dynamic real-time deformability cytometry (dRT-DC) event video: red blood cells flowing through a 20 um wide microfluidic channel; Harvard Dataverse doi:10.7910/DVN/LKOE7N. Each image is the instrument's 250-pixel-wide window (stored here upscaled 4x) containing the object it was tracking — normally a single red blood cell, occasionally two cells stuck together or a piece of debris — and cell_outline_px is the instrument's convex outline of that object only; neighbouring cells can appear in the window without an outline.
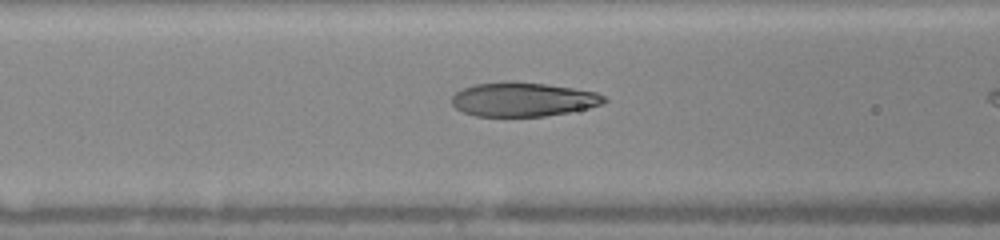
{"species": "human", "species_latin": "Homo sapiens", "temperature_condition": "warm", "stored_images_in_passage": 38, "camera_frame_rate_fps": 3000, "um_per_image_px": 0.085, "donor": {"sex": "female"}, "frame": {"image": 1, "passage_image": 17, "time_ms": 5.0, "image_size_px": [1000, 240], "cell_outline_px": [[608, 100], [604, 104], [588, 108], [568, 112], [544, 116], [476, 116], [464, 112], [456, 108], [452, 104], [452, 96], [456, 92], [464, 88], [476, 84], [544, 84], [572, 88], [596, 92], [604, 96]], "centroid_in_image_um": [44.5, 8.49], "position_along_channel_um": 122.1, "area_um2": 29.25}}
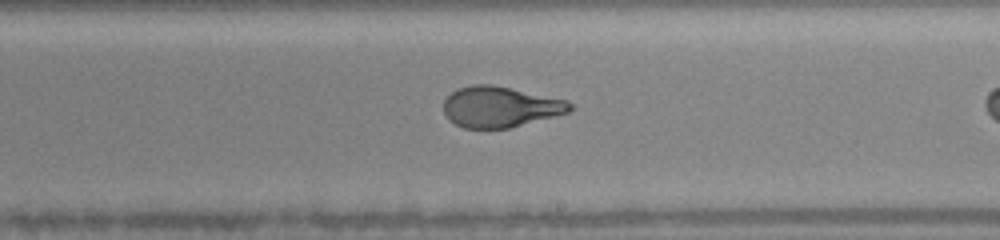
{"frame": {"image": 2, "passage_image": 27, "time_ms": 8.0, "image_size_px": [1000, 240], "cell_outline_px": [[572, 108], [568, 112], [508, 128], [464, 128], [448, 120], [444, 112], [444, 100], [456, 88], [472, 84], [492, 84], [568, 100], [572, 104]], "centroid_in_image_um": [42.48, 9.07], "position_along_channel_um": 246.5, "area_um2": 29.88}}